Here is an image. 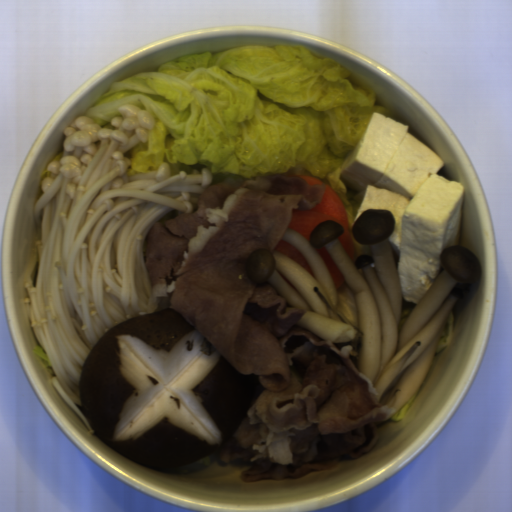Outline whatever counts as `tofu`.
<instances>
[{
    "label": "tofu",
    "instance_id": "obj_1",
    "mask_svg": "<svg viewBox=\"0 0 512 512\" xmlns=\"http://www.w3.org/2000/svg\"><path fill=\"white\" fill-rule=\"evenodd\" d=\"M408 128L373 112L340 177L357 192L353 221L366 210L392 213L394 231L387 239L402 300L418 305L440 274L442 251L460 245L465 188L437 174L444 160Z\"/></svg>",
    "mask_w": 512,
    "mask_h": 512
}]
</instances>
